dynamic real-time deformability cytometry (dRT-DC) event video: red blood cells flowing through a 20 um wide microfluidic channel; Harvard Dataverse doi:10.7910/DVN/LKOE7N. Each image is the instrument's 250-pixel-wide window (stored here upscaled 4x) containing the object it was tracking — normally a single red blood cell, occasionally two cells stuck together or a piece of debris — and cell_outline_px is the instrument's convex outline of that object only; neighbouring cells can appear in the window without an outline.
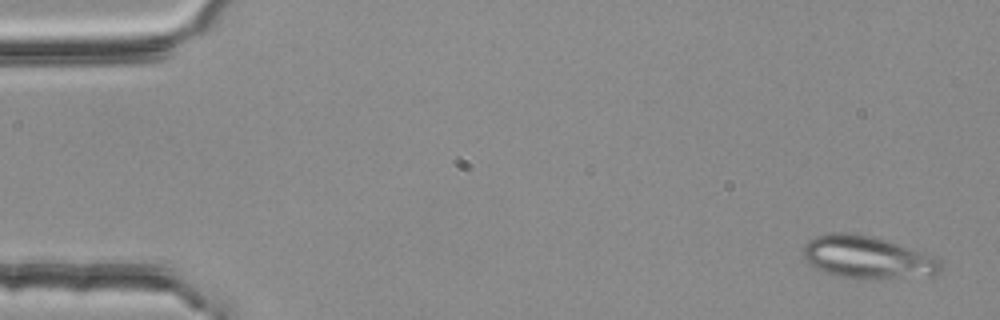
{"species": "common noctule bat (a hibernating species)", "species_latin": "Nyctalus noctula", "temperature_condition": "room temperature", "stored_images_in_passage": 2, "camera_frame_rate_fps": 3000, "um_per_image_px": 0.085, "animal": {"sex": "female", "body_mass_g": 25.1}, "frame": {"image": 1, "passage_image": 2, "time_ms": 0.333, "image_size_px": [1000, 320], "cell_outline_px": [[944, 264], [940, 272], [932, 276], [884, 280], [872, 280], [836, 276], [816, 268], [804, 260], [800, 252], [804, 244], [808, 240], [816, 236], [832, 232], [848, 232], [872, 236], [924, 252], [936, 256]], "centroid_in_image_um": [73.75, 21.9], "position_along_channel_um": 11.2, "area_um2": 35.08}}